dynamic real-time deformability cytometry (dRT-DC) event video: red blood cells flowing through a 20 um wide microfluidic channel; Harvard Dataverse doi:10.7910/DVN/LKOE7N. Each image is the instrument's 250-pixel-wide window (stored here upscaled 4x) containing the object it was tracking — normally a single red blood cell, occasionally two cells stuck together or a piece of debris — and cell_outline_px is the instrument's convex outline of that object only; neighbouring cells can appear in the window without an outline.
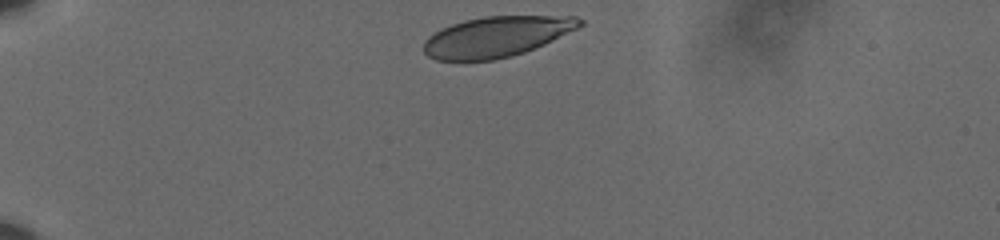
{"species": "human", "species_latin": "Homo sapiens", "temperature_condition": "cold", "stored_images_in_passage": 37, "camera_frame_rate_fps": 3000, "um_per_image_px": 0.085, "donor": {"sex": "male"}, "frame": {"image": 1, "passage_image": 1, "time_ms": 0.0, "image_size_px": [1000, 240], "cell_outline_px": [[584, 24], [544, 44], [524, 52], [512, 56], [492, 60], [436, 60], [428, 56], [424, 52], [424, 40], [428, 36], [440, 28], [464, 20], [484, 16], [576, 16], [584, 20]], "centroid_in_image_um": [42.18, 3.11], "position_along_channel_um": 42.8, "area_um2": 36.7}}
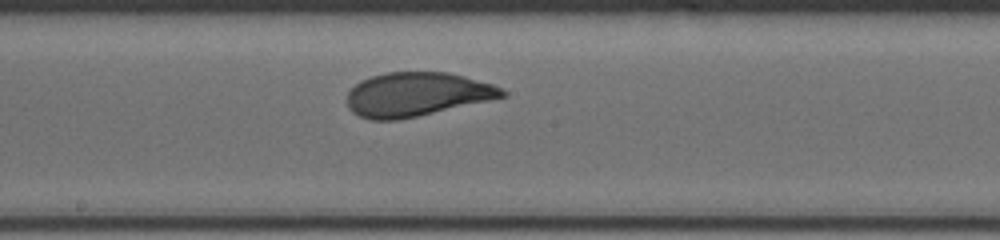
{"frame": {"image": 2, "passage_image": 20, "time_ms": 6.333, "image_size_px": [1000, 240], "cell_outline_px": [[508, 96], [400, 120], [368, 120], [352, 112], [348, 108], [348, 92], [360, 80], [372, 76], [388, 72], [448, 72], [464, 76], [492, 84], [508, 92]], "centroid_in_image_um": [35.42, 8.03], "position_along_channel_um": 212.8, "area_um2": 39.71}}
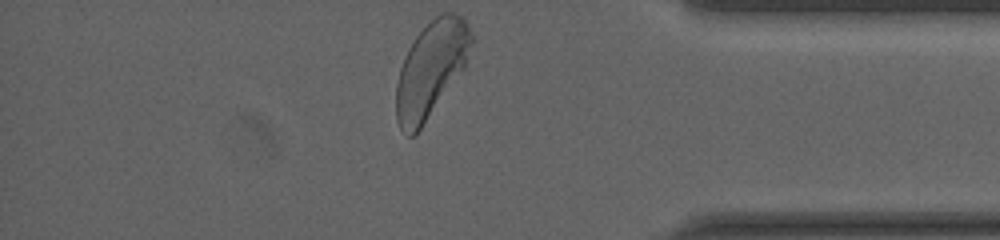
{"frame": {"image": 3, "passage_image": 37, "time_ms": 12.0, "image_size_px": [1000, 240], "cell_outline_px": [[476, 40], [464, 68], [420, 128], [412, 136], [408, 136], [400, 128], [396, 120], [396, 84], [400, 68], [404, 56], [408, 48], [416, 36], [440, 12], [456, 12], [464, 20]], "centroid_in_image_um": [36.65, 5.84], "position_along_channel_um": 398.5, "area_um2": 41.62}, "authors_computed_cell_mechanics": {"area_um2": 39.7086, "velocity_mm_per_s": 3.5675, "shape_relaxation_time_tau1_ms": 2.7889, "shape_relaxation_time_tau2_ms": null, "deformation_change_tau1": 0.1243, "deformation_change_tau2": null}}